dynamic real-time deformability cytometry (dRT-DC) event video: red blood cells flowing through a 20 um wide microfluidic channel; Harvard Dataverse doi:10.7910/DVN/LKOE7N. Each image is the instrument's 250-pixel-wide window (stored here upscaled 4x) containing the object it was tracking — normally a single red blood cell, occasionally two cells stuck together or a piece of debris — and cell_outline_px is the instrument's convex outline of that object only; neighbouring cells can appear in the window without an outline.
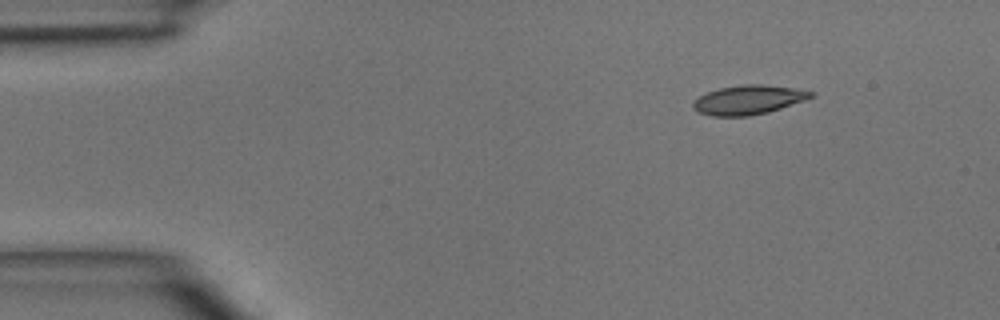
{"species": "common noctule bat (a hibernating species)", "species_latin": "Nyctalus noctula", "temperature_condition": "room temperature", "stored_images_in_passage": 3, "camera_frame_rate_fps": 3000, "um_per_image_px": 0.085, "animal": {"sex": "male", "body_mass_g": 15.6}, "frame": {"image": 1, "passage_image": 1, "time_ms": 0.0, "image_size_px": [1000, 320], "cell_outline_px": [[816, 96], [768, 112], [748, 116], [712, 116], [696, 112], [692, 108], [692, 100], [708, 92], [720, 88], [744, 84], [760, 84], [792, 88], [812, 92]], "centroid_in_image_um": [63.55, 8.49], "position_along_channel_um": 21.4, "area_um2": 19.94}}
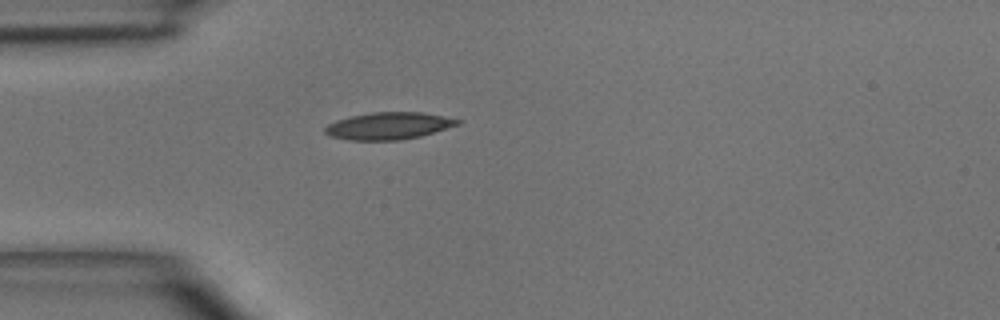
{"frame": {"image": 2, "passage_image": 3, "time_ms": 2.333, "image_size_px": [1000, 320], "cell_outline_px": [[464, 120], [460, 124], [420, 136], [400, 140], [348, 140], [328, 136], [324, 132], [324, 128], [328, 124], [336, 120], [352, 116], [372, 112], [424, 112]], "centroid_in_image_um": [33.03, 10.69], "position_along_channel_um": 52.0, "area_um2": 21.04}}